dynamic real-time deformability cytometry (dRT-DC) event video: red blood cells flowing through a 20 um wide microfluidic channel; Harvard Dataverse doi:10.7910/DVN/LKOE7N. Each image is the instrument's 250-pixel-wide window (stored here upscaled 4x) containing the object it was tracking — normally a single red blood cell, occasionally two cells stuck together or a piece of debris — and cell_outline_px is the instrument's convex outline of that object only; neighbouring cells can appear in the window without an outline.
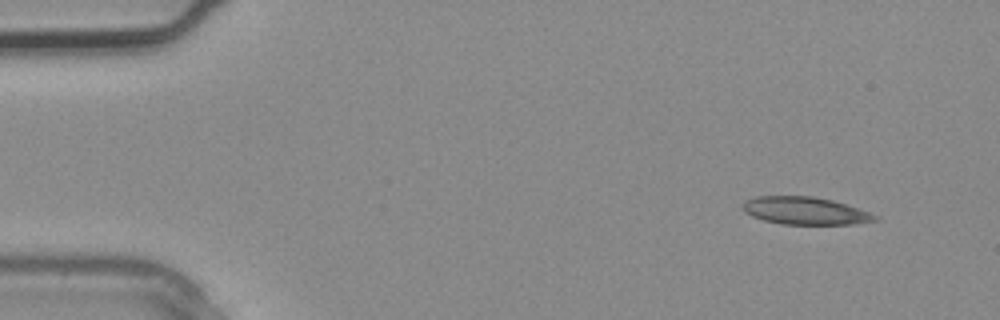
{"species": "common noctule bat (a hibernating species)", "species_latin": "Nyctalus noctula", "temperature_condition": "warm", "stored_images_in_passage": 4, "camera_frame_rate_fps": 3000, "um_per_image_px": 0.085, "animal": {"sex": "male", "body_mass_g": 20.4}, "frame": {"image": 1, "passage_image": 1, "time_ms": 0.0, "image_size_px": [1000, 320], "cell_outline_px": [[880, 220], [852, 224], [784, 224], [764, 220], [752, 216], [744, 212], [744, 200], [756, 196], [812, 196], [832, 200], [880, 216]], "centroid_in_image_um": [68.44, 17.91], "position_along_channel_um": 16.6, "area_um2": 21.1}}